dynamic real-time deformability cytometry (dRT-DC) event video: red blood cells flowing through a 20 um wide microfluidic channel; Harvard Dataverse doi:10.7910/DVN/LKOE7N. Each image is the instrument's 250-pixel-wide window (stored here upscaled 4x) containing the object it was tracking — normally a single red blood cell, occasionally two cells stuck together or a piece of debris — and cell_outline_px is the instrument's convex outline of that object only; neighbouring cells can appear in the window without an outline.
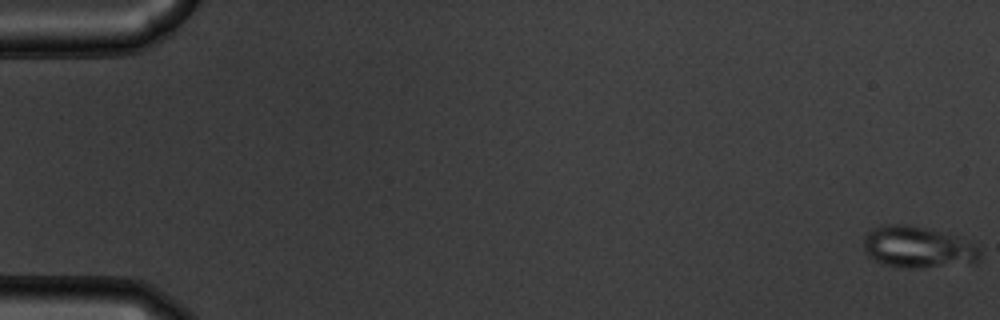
{"species": "common noctule bat (a hibernating species)", "species_latin": "Nyctalus noctula", "temperature_condition": "warm", "stored_images_in_passage": 54, "camera_frame_rate_fps": 3000, "um_per_image_px": 0.085, "animal": {"sex": "male", "body_mass_g": 19.5, "forearm_length_mm": 54.6}, "frame": {"image": 1, "passage_image": 1, "time_ms": 0.0, "image_size_px": [1000, 320], "cell_outline_px": [[980, 260], [920, 268], [904, 268], [880, 264], [868, 256], [864, 248], [864, 236], [872, 228], [884, 224], [908, 224], [928, 228], [976, 244], [980, 248]], "centroid_in_image_um": [77.93, 21.0], "position_along_channel_um": 7.1, "area_um2": 27.92}}
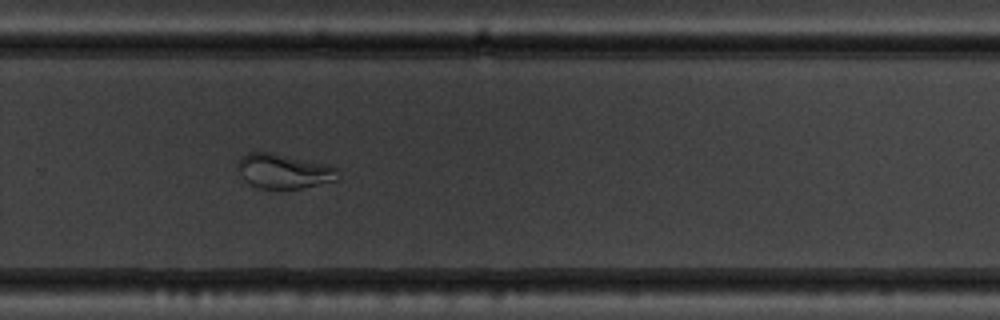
{"frame": {"image": 2, "passage_image": 38, "time_ms": 12.333, "image_size_px": [1000, 320], "cell_outline_px": [[340, 180], [300, 188], [260, 188], [248, 184], [244, 180], [236, 164], [240, 156], [248, 152], [272, 152], [328, 164], [336, 168]], "centroid_in_image_um": [24.11, 14.53], "position_along_channel_um": 305.7, "area_um2": 20.4}}
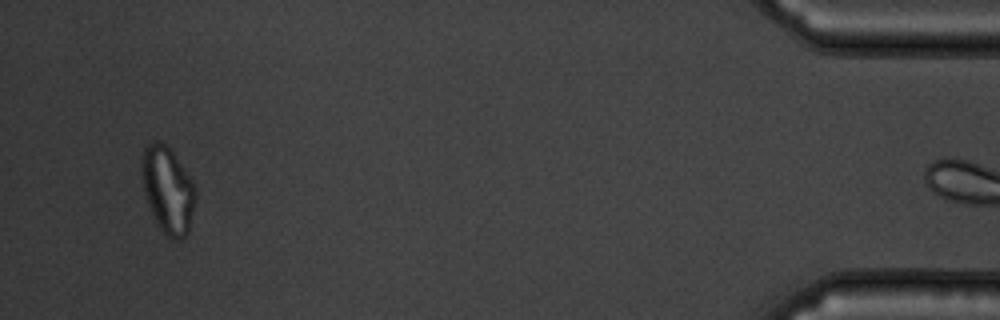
{"frame": {"image": 3, "passage_image": 53, "time_ms": 17.333, "image_size_px": [1000, 320], "cell_outline_px": [[196, 196], [188, 232], [184, 236], [176, 240], [172, 240], [160, 228], [152, 216], [148, 208], [140, 176], [140, 164], [144, 144], [152, 140], [156, 140], [164, 144], [172, 152], [192, 180], [196, 188]], "centroid_in_image_um": [14.21, 16.11], "position_along_channel_um": 421.0, "area_um2": 27.4}}